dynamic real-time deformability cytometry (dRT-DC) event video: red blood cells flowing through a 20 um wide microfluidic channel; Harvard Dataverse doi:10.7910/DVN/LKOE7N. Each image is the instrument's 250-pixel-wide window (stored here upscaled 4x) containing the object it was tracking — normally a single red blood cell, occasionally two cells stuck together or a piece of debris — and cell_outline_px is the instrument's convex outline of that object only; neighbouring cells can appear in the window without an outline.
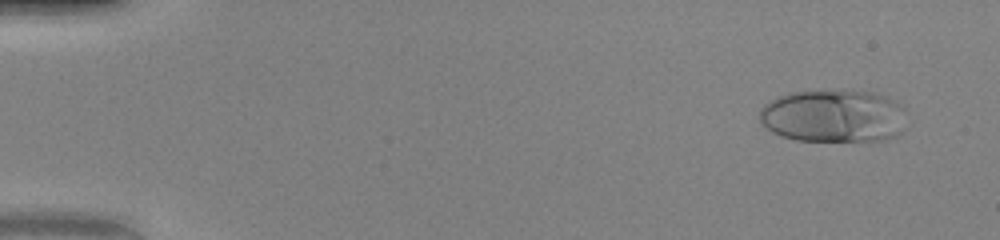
{"species": "human", "species_latin": "Homo sapiens", "temperature_condition": "warm", "stored_images_in_passage": 50, "camera_frame_rate_fps": 3000, "um_per_image_px": 0.085, "donor": {"sex": "female"}, "frame": {"image": 1, "passage_image": 4, "time_ms": 1.0, "image_size_px": [1000, 240], "cell_outline_px": [[904, 108], [900, 132], [896, 136], [888, 140], [796, 140], [780, 136], [772, 132], [760, 120], [760, 108], [764, 104], [776, 96], [788, 92], [852, 88], [872, 92], [888, 96]], "centroid_in_image_um": [70.82, 9.81], "position_along_channel_um": 14.2, "area_um2": 45.84}}
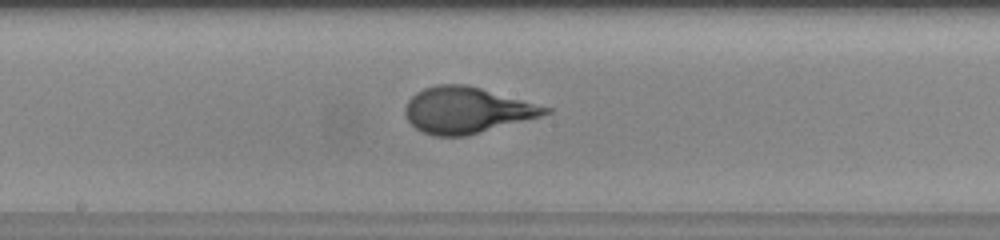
{"frame": {"image": 2, "passage_image": 28, "time_ms": 9.0, "image_size_px": [1000, 240], "cell_outline_px": [[552, 112], [540, 116], [468, 136], [432, 136], [416, 128], [408, 120], [404, 112], [404, 108], [408, 100], [416, 92], [424, 88], [436, 84], [468, 84], [552, 108]], "centroid_in_image_um": [39.66, 9.36], "position_along_channel_um": 208.5, "area_um2": 37.69}}
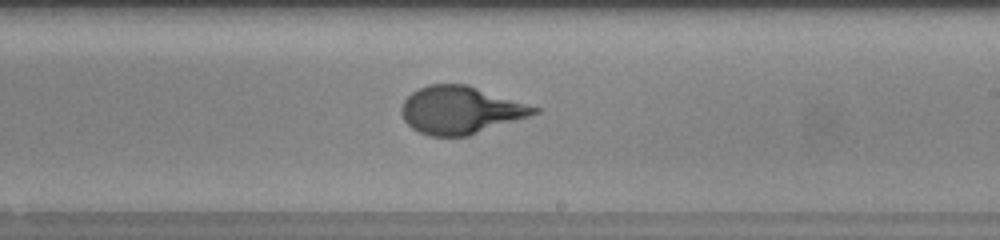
{"frame": {"image": 3, "passage_image": 31, "time_ms": 10.0, "image_size_px": [1000, 240], "cell_outline_px": [[540, 112], [468, 136], [428, 136], [412, 128], [404, 120], [400, 112], [400, 108], [404, 100], [412, 92], [428, 84], [468, 84], [540, 108]], "centroid_in_image_um": [39.11, 9.35], "position_along_channel_um": 249.9, "area_um2": 36.65}, "authors_computed_cell_mechanics": {"area_um2": 36.8764, "velocity_mm_per_s": 4.159, "shape_relaxation_time_tau1_ms": 5.635, "shape_relaxation_time_tau2_ms": null, "deformation_change_tau1": 0.2848, "deformation_change_tau2": null}}